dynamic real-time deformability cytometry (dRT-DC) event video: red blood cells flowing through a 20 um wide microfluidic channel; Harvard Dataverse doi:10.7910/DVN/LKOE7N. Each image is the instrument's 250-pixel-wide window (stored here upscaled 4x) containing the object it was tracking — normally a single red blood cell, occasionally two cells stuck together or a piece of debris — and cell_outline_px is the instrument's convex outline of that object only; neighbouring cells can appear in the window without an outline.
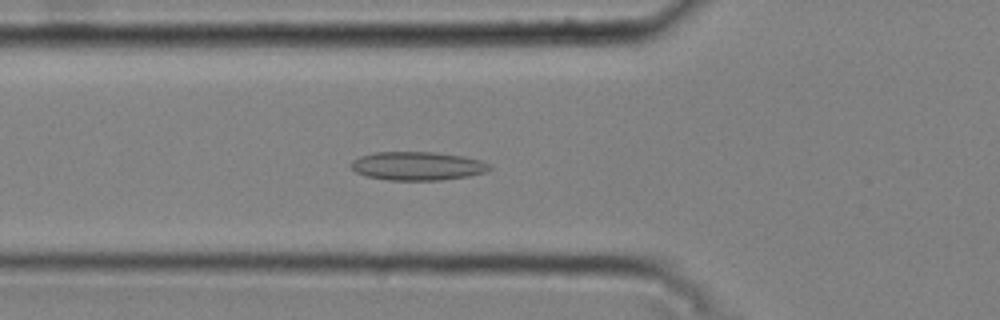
{"species": "common noctule bat (a hibernating species)", "species_latin": "Nyctalus noctula", "temperature_condition": "cold", "stored_images_in_passage": 37, "camera_frame_rate_fps": 3000, "um_per_image_px": 0.085, "animal": {"sex": "male", "body_mass_g": 20.4}, "frame": {"image": 1, "passage_image": 5, "time_ms": 1.333, "image_size_px": [1000, 320], "cell_outline_px": [[492, 168], [484, 172], [468, 176], [440, 180], [388, 180], [368, 176], [356, 172], [348, 164], [352, 160], [360, 156], [376, 152], [432, 152], [464, 156], [480, 160], [492, 164]], "centroid_in_image_um": [35.49, 14.1], "position_along_channel_um": 90.3, "area_um2": 23.06}}
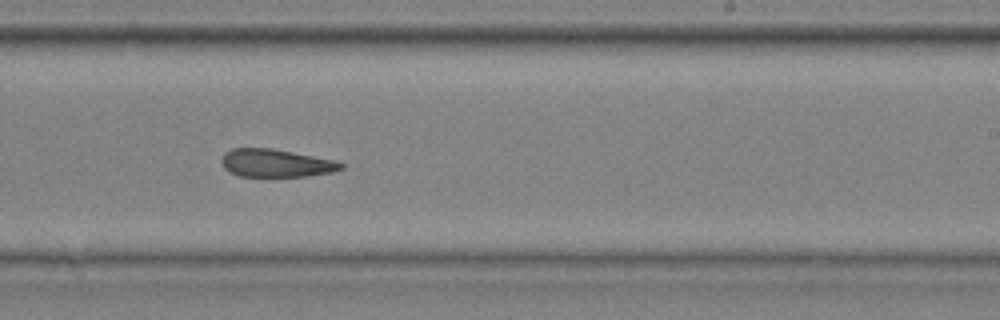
{"frame": {"image": 2, "passage_image": 19, "time_ms": 6.0, "image_size_px": [1000, 320], "cell_outline_px": [[344, 168], [332, 172], [308, 176], [240, 176], [224, 168], [220, 160], [224, 152], [232, 148], [272, 148], [336, 160], [344, 164]], "centroid_in_image_um": [23.46, 13.85], "position_along_channel_um": 265.5, "area_um2": 19.48}}
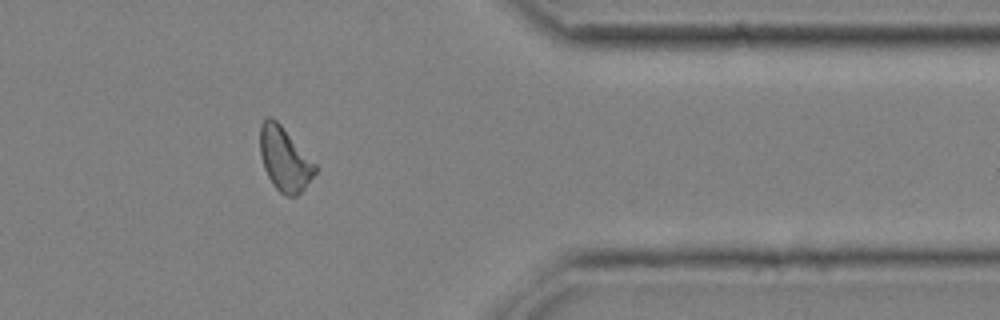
{"frame": {"image": 3, "passage_image": 30, "time_ms": 9.667, "image_size_px": [1000, 320], "cell_outline_px": [[316, 172], [304, 188], [296, 196], [288, 196], [280, 192], [276, 188], [268, 176], [264, 168], [260, 156], [260, 124], [264, 116], [272, 116], [280, 124], [316, 164]], "centroid_in_image_um": [24.16, 13.49], "position_along_channel_um": 387.2, "area_um2": 20.35}, "authors_computed_cell_mechanics": {"area_um2": 20.1722, "velocity_mm_per_s": 3.7559, "shape_relaxation_time_tau1_ms": null, "shape_relaxation_time_tau2_ms": 3.7899, "deformation_change_tau1": null, "deformation_change_tau2": 0.1229}}